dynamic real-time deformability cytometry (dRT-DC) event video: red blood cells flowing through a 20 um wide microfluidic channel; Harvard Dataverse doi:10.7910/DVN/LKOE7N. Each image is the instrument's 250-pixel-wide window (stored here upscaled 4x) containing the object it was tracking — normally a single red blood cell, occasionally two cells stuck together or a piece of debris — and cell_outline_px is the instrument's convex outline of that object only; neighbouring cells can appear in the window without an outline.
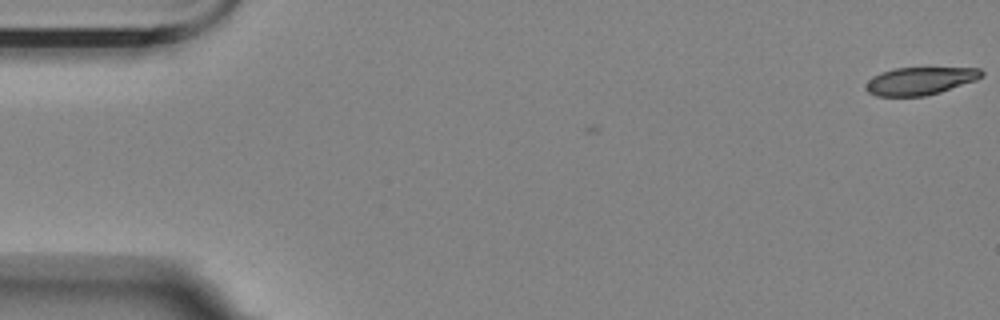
{"species": "Egyptian fruit bat (a non-hibernating species)", "species_latin": "Rousettus aegyptiacus", "temperature_condition": "room temperature", "stored_images_in_passage": 7, "camera_frame_rate_fps": 3000, "um_per_image_px": 0.085, "animal": {"sex": "female"}, "frame": {"image": 1, "passage_image": 1, "time_ms": 0.0, "image_size_px": [1000, 320], "cell_outline_px": [[984, 76], [976, 80], [940, 92], [924, 96], [876, 96], [868, 92], [868, 80], [872, 76], [880, 72], [896, 68], [980, 68], [984, 72]], "centroid_in_image_um": [78.23, 6.87], "position_along_channel_um": 6.8, "area_um2": 18.55}}